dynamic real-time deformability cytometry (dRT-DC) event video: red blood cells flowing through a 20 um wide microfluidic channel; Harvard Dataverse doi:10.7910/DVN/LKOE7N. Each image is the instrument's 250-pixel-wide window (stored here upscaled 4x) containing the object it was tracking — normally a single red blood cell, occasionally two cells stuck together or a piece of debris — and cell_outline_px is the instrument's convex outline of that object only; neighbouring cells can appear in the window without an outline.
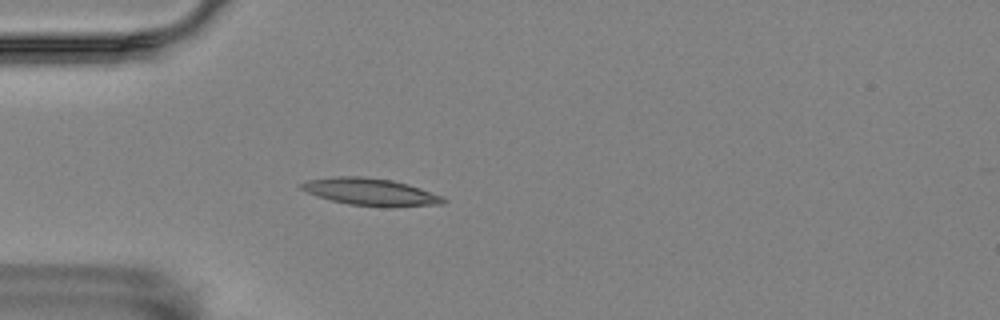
{"species": "Egyptian fruit bat (a non-hibernating species)", "species_latin": "Rousettus aegyptiacus", "temperature_condition": "room temperature", "stored_images_in_passage": 55, "camera_frame_rate_fps": 3000, "um_per_image_px": 0.085, "animal": {"sex": "female"}, "frame": {"image": 1, "passage_image": 15, "time_ms": 4.667, "image_size_px": [1000, 320], "cell_outline_px": [[448, 200], [444, 204], [392, 208], [384, 208], [348, 204], [316, 196], [300, 188], [300, 184], [308, 180], [336, 176], [364, 176], [392, 180], [408, 184], [444, 196]], "centroid_in_image_um": [31.57, 16.33], "position_along_channel_um": 53.4, "area_um2": 22.95}}
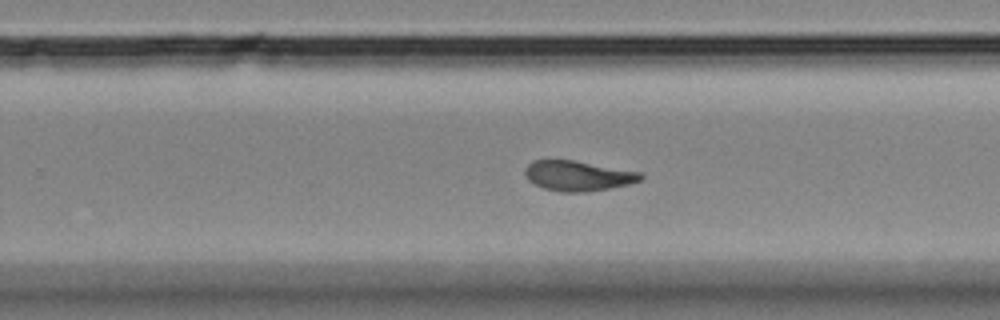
{"frame": {"image": 2, "passage_image": 35, "time_ms": 11.333, "image_size_px": [1000, 320], "cell_outline_px": [[644, 176], [640, 180], [628, 184], [608, 188], [584, 192], [560, 192], [544, 188], [528, 180], [524, 172], [524, 168], [532, 160], [572, 160], [640, 172]], "centroid_in_image_um": [49.08, 14.94], "position_along_channel_um": 280.7, "area_um2": 20.06}}
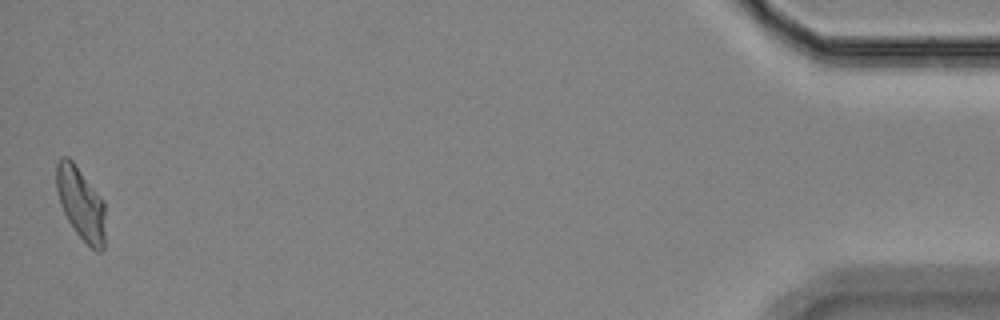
{"frame": {"image": 3, "passage_image": 55, "time_ms": 18.0, "image_size_px": [1000, 320], "cell_outline_px": [[104, 248], [100, 252], [96, 252], [76, 232], [68, 220], [60, 204], [56, 188], [56, 164], [60, 156], [68, 156], [72, 160], [104, 200]], "centroid_in_image_um": [6.86, 17.26], "position_along_channel_um": 428.3, "area_um2": 20.63}, "authors_computed_cell_mechanics": {"area_um2": 20.3456, "velocity_mm_per_s": 3.5238, "shape_relaxation_time_tau1_ms": null, "shape_relaxation_time_tau2_ms": 5.4626, "deformation_change_tau1": null, "deformation_change_tau2": 0.1245}}